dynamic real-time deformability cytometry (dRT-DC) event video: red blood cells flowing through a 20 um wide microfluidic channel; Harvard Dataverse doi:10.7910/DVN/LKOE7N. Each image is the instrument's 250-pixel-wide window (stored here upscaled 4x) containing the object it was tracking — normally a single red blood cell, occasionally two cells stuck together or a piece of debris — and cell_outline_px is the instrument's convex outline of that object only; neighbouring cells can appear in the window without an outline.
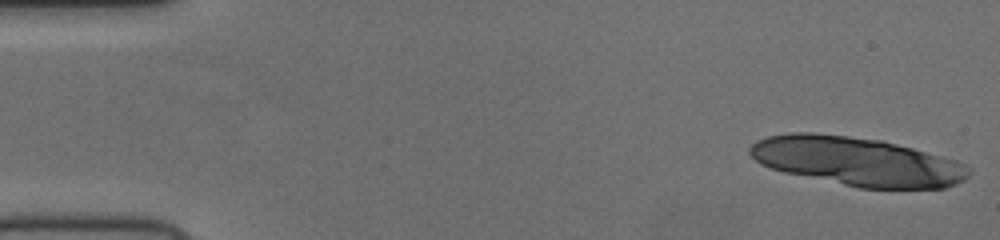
{"species": "human", "species_latin": "Homo sapiens", "temperature_condition": "cold", "stored_images_in_passage": 15, "camera_frame_rate_fps": 3000, "um_per_image_px": 0.085, "donor": {"sex": "female"}, "frame": {"image": 1, "passage_image": 1, "time_ms": 0.0, "image_size_px": [1000, 240], "cell_outline_px": [[968, 176], [964, 180], [956, 184], [944, 188], [860, 188], [784, 172], [760, 164], [748, 152], [748, 148], [756, 140], [768, 136], [788, 132], [812, 132], [884, 140], [956, 160], [964, 164], [968, 168]], "centroid_in_image_um": [72.82, 13.7], "position_along_channel_um": 12.2, "area_um2": 62.08}}